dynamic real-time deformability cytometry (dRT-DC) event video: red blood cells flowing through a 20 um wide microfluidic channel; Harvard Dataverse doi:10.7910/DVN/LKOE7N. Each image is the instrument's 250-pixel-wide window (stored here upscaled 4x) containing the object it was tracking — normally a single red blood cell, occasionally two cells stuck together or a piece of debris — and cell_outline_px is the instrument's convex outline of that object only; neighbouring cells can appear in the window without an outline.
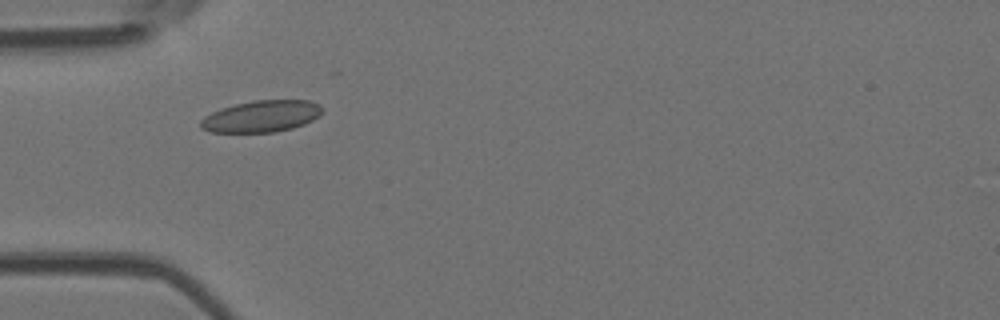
{"species": "Egyptian fruit bat (a non-hibernating species)", "species_latin": "Rousettus aegyptiacus", "temperature_condition": "room temperature", "stored_images_in_passage": 27, "camera_frame_rate_fps": 3000, "um_per_image_px": 0.085, "animal": {"sex": "female"}, "frame": {"image": 1, "passage_image": 2, "time_ms": 0.333, "image_size_px": [1000, 320], "cell_outline_px": [[324, 108], [320, 116], [304, 124], [292, 128], [276, 132], [212, 132], [200, 128], [200, 120], [204, 116], [220, 108], [252, 100], [308, 100], [320, 104]], "centroid_in_image_um": [22.24, 9.88], "position_along_channel_um": 62.8, "area_um2": 22.6}}
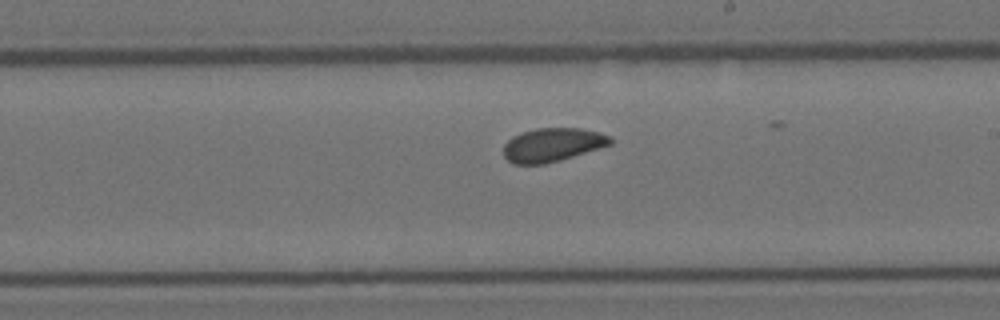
{"frame": {"image": 2, "passage_image": 16, "time_ms": 5.0, "image_size_px": [1000, 320], "cell_outline_px": [[612, 144], [560, 160], [544, 164], [512, 164], [504, 156], [504, 144], [512, 136], [536, 128], [580, 128], [600, 132], [612, 136]], "centroid_in_image_um": [46.97, 12.3], "position_along_channel_um": 242.0, "area_um2": 20.92}}
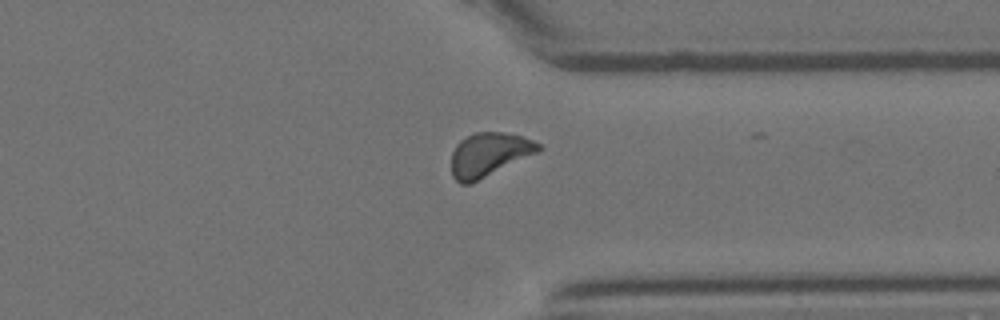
{"frame": {"image": 3, "passage_image": 26, "time_ms": 8.333, "image_size_px": [1000, 320], "cell_outline_px": [[544, 148], [540, 152], [472, 184], [460, 184], [452, 176], [452, 152], [456, 144], [460, 140], [476, 132], [504, 132], [520, 136], [532, 140], [540, 144]], "centroid_in_image_um": [41.59, 13.16], "position_along_channel_um": 369.8, "area_um2": 22.54}}